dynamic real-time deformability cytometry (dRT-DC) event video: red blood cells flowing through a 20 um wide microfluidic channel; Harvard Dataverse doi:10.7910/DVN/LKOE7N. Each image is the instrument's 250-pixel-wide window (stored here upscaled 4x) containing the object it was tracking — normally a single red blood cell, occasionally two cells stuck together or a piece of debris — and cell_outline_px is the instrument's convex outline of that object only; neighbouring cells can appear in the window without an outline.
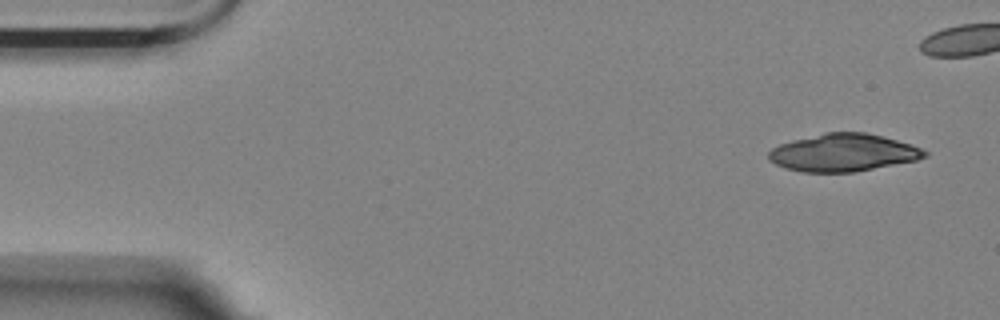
{"species": "Egyptian fruit bat (a non-hibernating species)", "species_latin": "Rousettus aegyptiacus", "temperature_condition": "room temperature", "stored_images_in_passage": 6, "camera_frame_rate_fps": 3000, "um_per_image_px": 0.085, "animal": {"sex": "female"}, "frame": {"image": 1, "passage_image": 1, "time_ms": 0.0, "image_size_px": [1000, 320], "cell_outline_px": [[928, 156], [916, 160], [856, 172], [800, 172], [776, 164], [768, 160], [768, 152], [772, 148], [780, 144], [792, 140], [824, 132], [864, 132], [884, 136], [920, 148], [928, 152]], "centroid_in_image_um": [71.66, 12.97], "position_along_channel_um": 13.3, "area_um2": 34.1}}
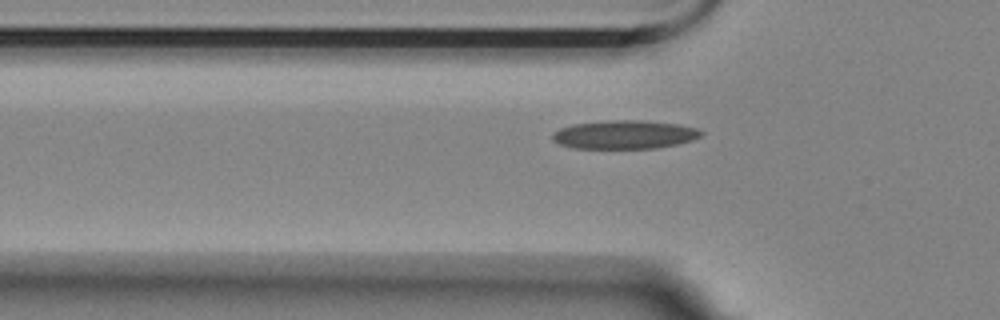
{"frame": {"image": 2, "passage_image": 6, "time_ms": 1.667, "image_size_px": [1000, 320], "cell_outline_px": [[704, 132], [700, 136], [692, 140], [676, 144], [652, 148], [572, 148], [560, 144], [552, 140], [552, 132], [560, 128], [572, 124], [608, 120], [644, 120], [680, 124], [696, 128]], "centroid_in_image_um": [53.06, 11.43], "position_along_channel_um": 72.7, "area_um2": 24.8}}